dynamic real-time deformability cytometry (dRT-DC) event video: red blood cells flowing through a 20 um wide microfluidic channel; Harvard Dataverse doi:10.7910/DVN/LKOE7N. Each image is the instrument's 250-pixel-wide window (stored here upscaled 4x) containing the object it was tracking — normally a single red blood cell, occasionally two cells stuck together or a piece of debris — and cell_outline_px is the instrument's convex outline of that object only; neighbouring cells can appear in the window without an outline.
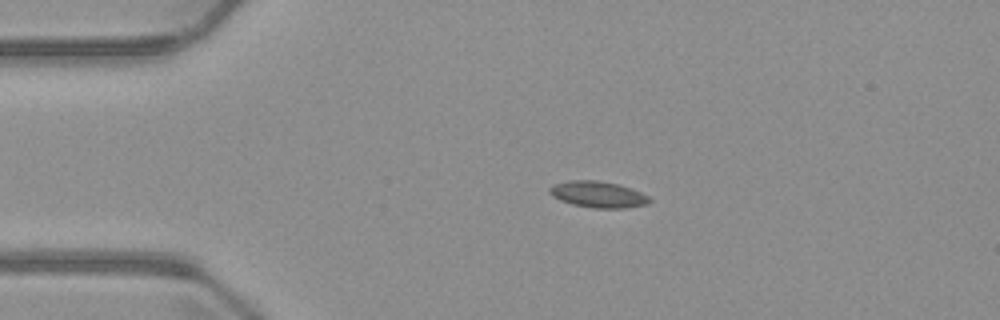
{"species": "common noctule bat (a hibernating species)", "species_latin": "Nyctalus noctula", "temperature_condition": "warm", "stored_images_in_passage": 4, "camera_frame_rate_fps": 3000, "um_per_image_px": 0.085, "animal": {"sex": "male", "body_mass_g": 23.1, "forearm_length_mm": 52.7}, "frame": {"image": 1, "passage_image": 3, "time_ms": 3.0, "image_size_px": [1000, 320], "cell_outline_px": [[652, 200], [648, 204], [624, 208], [592, 208], [572, 204], [560, 200], [552, 196], [548, 192], [548, 188], [552, 184], [568, 180], [596, 180], [620, 184], [632, 188], [648, 196]], "centroid_in_image_um": [50.81, 16.52], "position_along_channel_um": 34.2, "area_um2": 15.55}}